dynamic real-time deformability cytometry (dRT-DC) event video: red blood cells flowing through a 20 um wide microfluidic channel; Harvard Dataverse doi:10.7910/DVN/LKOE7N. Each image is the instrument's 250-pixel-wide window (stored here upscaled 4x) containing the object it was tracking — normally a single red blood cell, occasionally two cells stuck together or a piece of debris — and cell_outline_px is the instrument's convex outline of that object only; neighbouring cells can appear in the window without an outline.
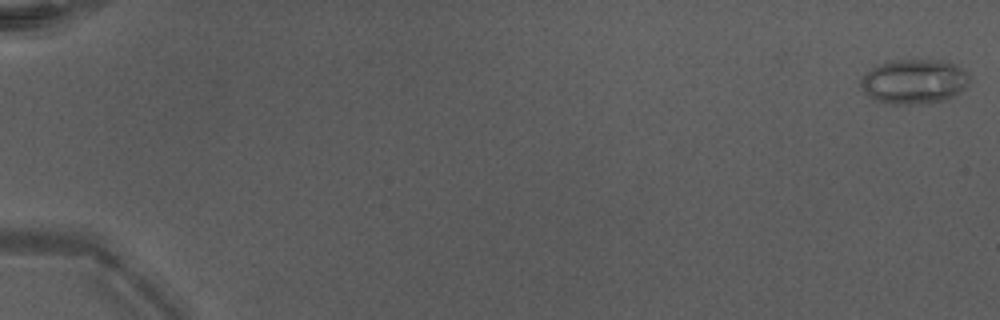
{"species": "Egyptian fruit bat (a non-hibernating species)", "species_latin": "Rousettus aegyptiacus", "temperature_condition": "warm", "stored_images_in_passage": 50, "camera_frame_rate_fps": 3000, "um_per_image_px": 0.085, "animal": {"sex": "male"}, "frame": {"image": 1, "passage_image": 1, "time_ms": 0.0, "image_size_px": [1000, 320], "cell_outline_px": [[968, 84], [960, 92], [948, 100], [920, 104], [892, 104], [876, 100], [868, 96], [864, 92], [860, 84], [860, 80], [872, 68], [888, 60], [944, 60], [968, 72]], "centroid_in_image_um": [77.7, 6.94], "position_along_channel_um": 7.3, "area_um2": 28.26}}
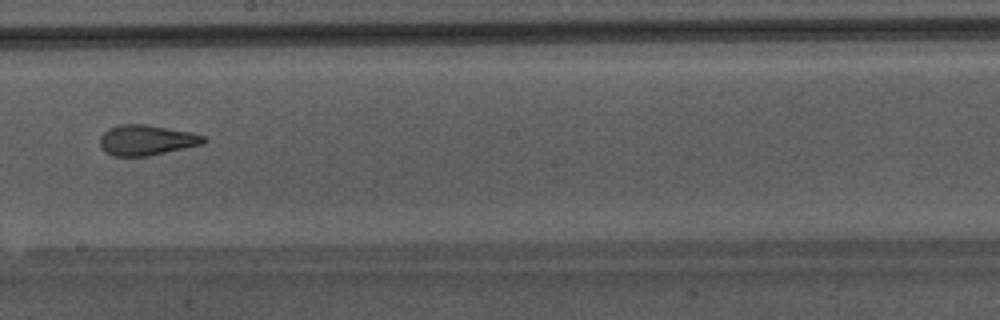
{"frame": {"image": 2, "passage_image": 31, "time_ms": 10.0, "image_size_px": [1000, 320], "cell_outline_px": [[208, 140], [204, 144], [148, 156], [112, 156], [104, 152], [100, 144], [100, 136], [108, 128], [120, 124], [148, 124], [192, 132], [204, 136]], "centroid_in_image_um": [12.46, 11.9], "position_along_channel_um": 235.7, "area_um2": 18.61}}
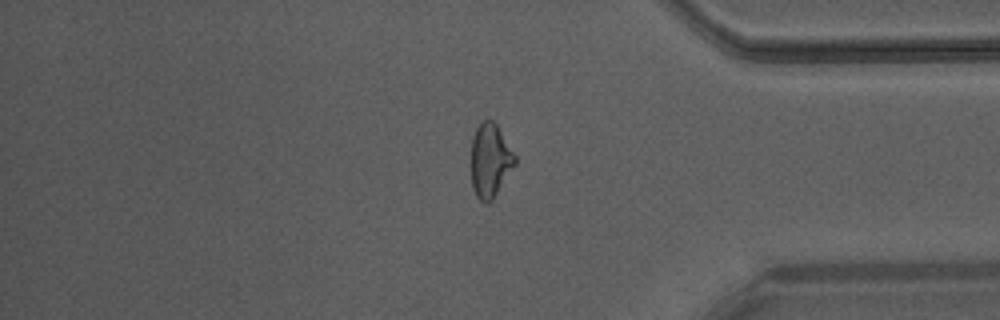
{"frame": {"image": 3, "passage_image": 43, "time_ms": 14.0, "image_size_px": [1000, 320], "cell_outline_px": [[516, 164], [492, 200], [488, 204], [484, 204], [476, 196], [472, 188], [472, 136], [480, 120], [492, 120], [496, 124], [516, 156]], "centroid_in_image_um": [41.66, 13.65], "position_along_channel_um": 393.5, "area_um2": 18.84}, "authors_computed_cell_mechanics": {"area_um2": 19.7387, "velocity_mm_per_s": 4.3186, "shape_relaxation_time_tau1_ms": null, "shape_relaxation_time_tau2_ms": 0.876, "deformation_change_tau1": null, "deformation_change_tau2": 0.0855}}